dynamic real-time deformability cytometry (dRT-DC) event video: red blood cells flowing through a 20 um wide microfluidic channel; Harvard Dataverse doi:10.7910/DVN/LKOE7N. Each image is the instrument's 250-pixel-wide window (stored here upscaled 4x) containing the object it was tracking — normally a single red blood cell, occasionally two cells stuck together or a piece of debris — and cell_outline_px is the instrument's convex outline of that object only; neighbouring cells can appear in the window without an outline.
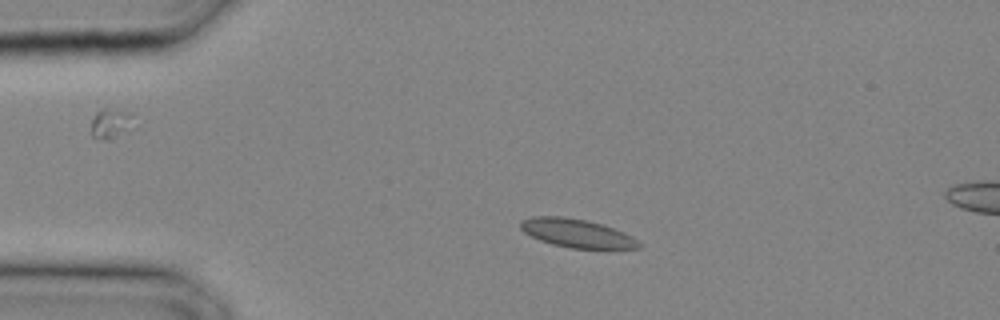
{"species": "common noctule bat (a hibernating species)", "species_latin": "Nyctalus noctula", "temperature_condition": "cold", "stored_images_in_passage": 28, "camera_frame_rate_fps": 3000, "um_per_image_px": 0.085, "animal": {"sex": "male", "body_mass_g": 20.4}, "frame": {"image": 1, "passage_image": 5, "time_ms": 1.333, "image_size_px": [1000, 320], "cell_outline_px": [[640, 248], [572, 248], [552, 244], [540, 240], [524, 232], [520, 228], [520, 220], [532, 216], [564, 216], [588, 220], [604, 224], [624, 232], [632, 236], [640, 244]], "centroid_in_image_um": [49.0, 19.8], "position_along_channel_um": 36.0, "area_um2": 19.65}}
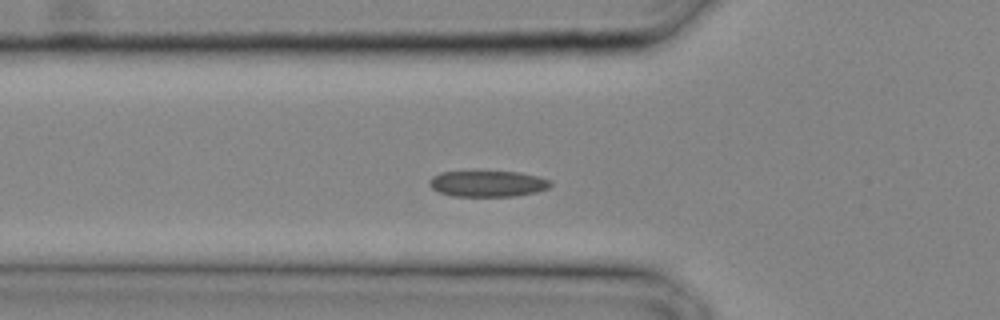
{"frame": {"image": 2, "passage_image": 9, "time_ms": 2.667, "image_size_px": [1000, 320], "cell_outline_px": [[552, 184], [548, 188], [536, 192], [512, 196], [452, 196], [440, 192], [432, 188], [428, 184], [432, 176], [440, 172], [516, 172], [536, 176], [552, 180]], "centroid_in_image_um": [41.45, 15.62], "position_along_channel_um": 84.3, "area_um2": 18.21}}